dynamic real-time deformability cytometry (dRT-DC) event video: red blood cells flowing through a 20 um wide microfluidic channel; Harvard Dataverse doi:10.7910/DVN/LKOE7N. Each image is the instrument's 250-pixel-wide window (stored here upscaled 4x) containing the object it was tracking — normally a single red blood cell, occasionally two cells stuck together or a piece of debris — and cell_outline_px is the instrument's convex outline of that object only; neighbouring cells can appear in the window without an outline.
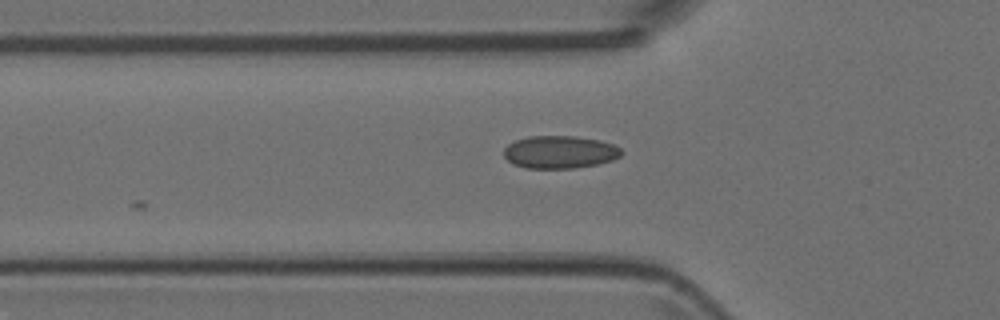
{"species": "Egyptian fruit bat (a non-hibernating species)", "species_latin": "Rousettus aegyptiacus", "temperature_condition": "room temperature", "stored_images_in_passage": 2, "camera_frame_rate_fps": 3000, "um_per_image_px": 0.085, "animal": {"sex": "female"}, "frame": {"image": 1, "passage_image": 2, "time_ms": 0.333, "image_size_px": [1000, 320], "cell_outline_px": [[624, 152], [620, 156], [612, 160], [596, 164], [572, 168], [524, 168], [512, 164], [504, 156], [504, 148], [508, 144], [516, 140], [528, 136], [572, 136], [600, 140], [612, 144], [620, 148]], "centroid_in_image_um": [47.56, 12.92], "position_along_channel_um": 78.2, "area_um2": 22.37}}